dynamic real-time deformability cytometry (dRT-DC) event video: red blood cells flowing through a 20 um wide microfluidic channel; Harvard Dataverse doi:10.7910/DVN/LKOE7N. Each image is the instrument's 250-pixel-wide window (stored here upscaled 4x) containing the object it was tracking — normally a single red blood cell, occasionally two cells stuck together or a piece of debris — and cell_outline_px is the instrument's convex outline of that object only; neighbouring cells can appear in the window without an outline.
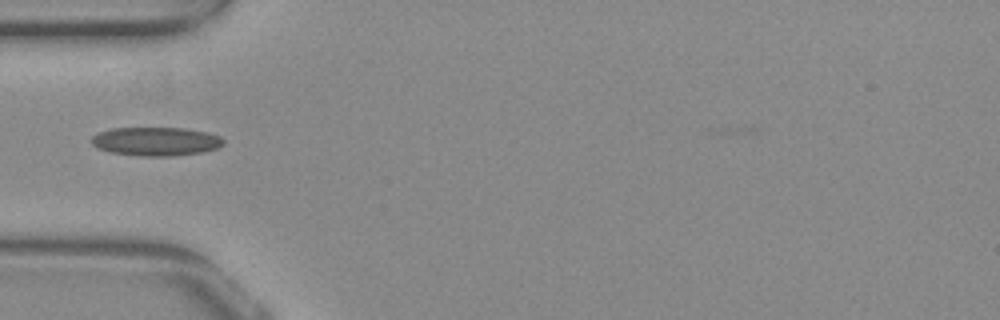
{"species": "common noctule bat (a hibernating species)", "species_latin": "Nyctalus noctula", "temperature_condition": "warm", "stored_images_in_passage": 20, "camera_frame_rate_fps": 3000, "um_per_image_px": 0.085, "animal": {"sex": "female", "body_mass_g": 29.2, "forearm_length_mm": 56.3}, "frame": {"image": 1, "passage_image": 1, "time_ms": 0.0, "image_size_px": [1000, 320], "cell_outline_px": [[224, 144], [216, 148], [204, 152], [172, 156], [140, 156], [112, 152], [100, 148], [92, 144], [92, 136], [100, 132], [112, 128], [184, 128], [208, 132], [220, 136], [224, 140]], "centroid_in_image_um": [13.3, 12.02], "position_along_channel_um": 71.7, "area_um2": 21.96}}
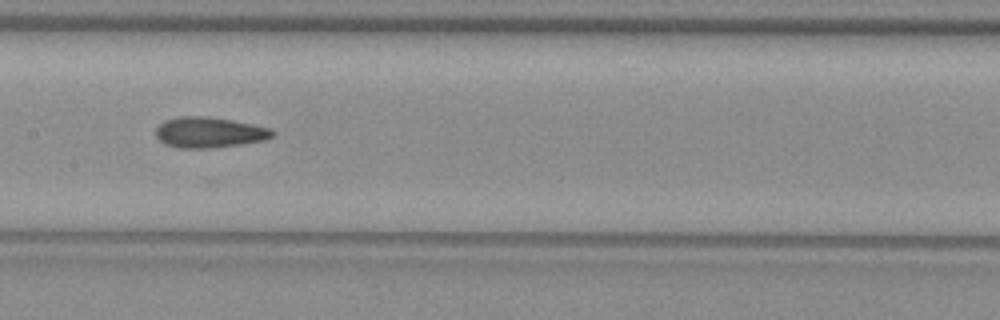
{"frame": {"image": 2, "passage_image": 10, "time_ms": 3.0, "image_size_px": [1000, 320], "cell_outline_px": [[276, 132], [272, 136], [264, 140], [240, 144], [212, 148], [176, 148], [164, 144], [156, 136], [156, 128], [164, 120], [180, 116], [208, 116], [232, 120], [272, 128]], "centroid_in_image_um": [17.77, 11.25], "position_along_channel_um": 189.6, "area_um2": 20.92}}
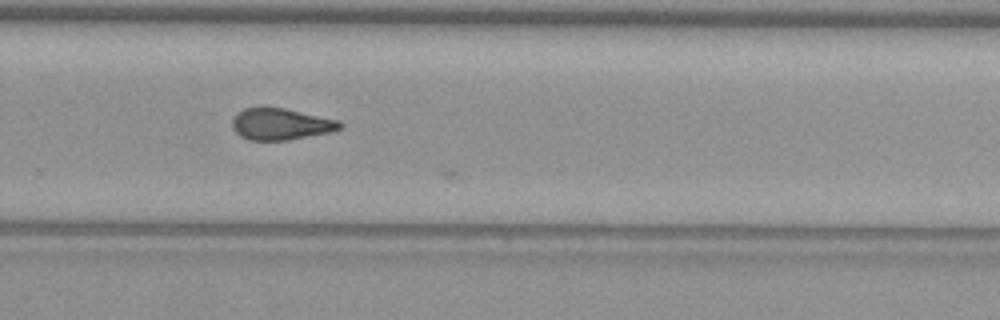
{"frame": {"image": 3, "passage_image": 19, "time_ms": 6.0, "image_size_px": [1000, 320], "cell_outline_px": [[344, 124], [340, 128], [332, 132], [284, 140], [248, 140], [240, 136], [232, 128], [232, 120], [244, 108], [260, 104], [284, 108], [340, 120]], "centroid_in_image_um": [23.85, 10.51], "position_along_channel_um": 305.9, "area_um2": 20.17}}